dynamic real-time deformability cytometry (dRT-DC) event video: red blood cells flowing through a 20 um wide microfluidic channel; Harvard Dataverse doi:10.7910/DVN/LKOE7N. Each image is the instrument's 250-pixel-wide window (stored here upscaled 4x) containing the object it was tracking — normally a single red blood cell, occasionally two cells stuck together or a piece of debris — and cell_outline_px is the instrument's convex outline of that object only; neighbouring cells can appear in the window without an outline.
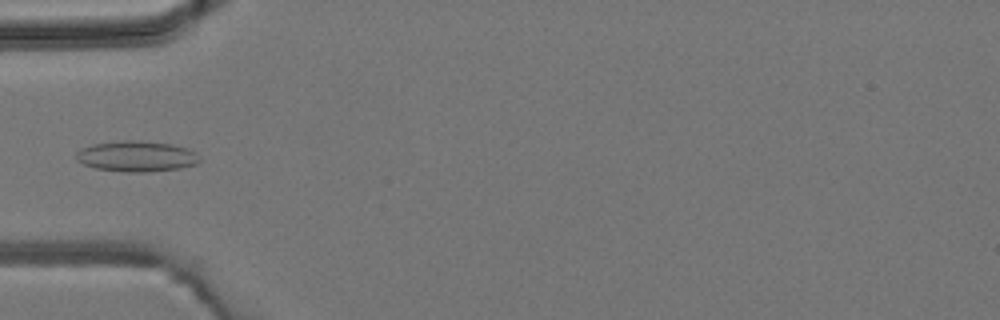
{"species": "common noctule bat (a hibernating species)", "species_latin": "Nyctalus noctula", "temperature_condition": "room temperature", "stored_images_in_passage": 5, "camera_frame_rate_fps": 3000, "um_per_image_px": 0.085, "animal": {"sex": "male", "body_mass_g": 19.2, "forearm_length_mm": 51.8}, "frame": {"image": 1, "passage_image": 4, "time_ms": 3.667, "image_size_px": [1000, 320], "cell_outline_px": [[200, 160], [196, 164], [180, 168], [144, 172], [124, 172], [96, 168], [84, 164], [76, 160], [76, 152], [80, 148], [92, 144], [120, 140], [140, 140], [172, 144], [196, 152]], "centroid_in_image_um": [11.57, 13.27], "position_along_channel_um": 73.4, "area_um2": 22.14}}
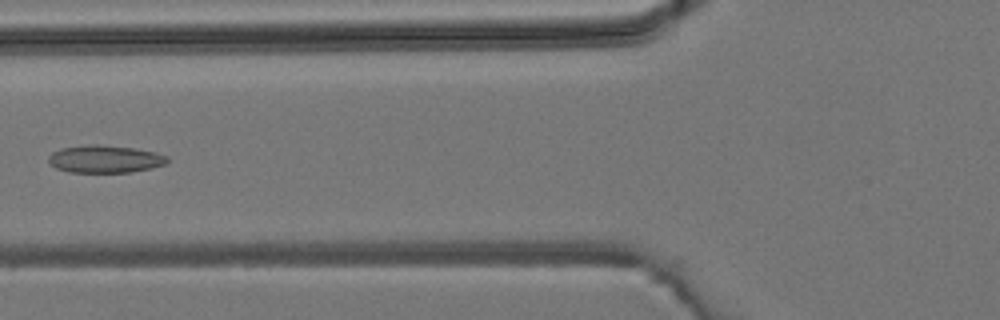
{"frame": {"image": 2, "passage_image": 5, "time_ms": 4.667, "image_size_px": [1000, 320], "cell_outline_px": [[168, 160], [164, 164], [152, 168], [132, 172], [68, 172], [56, 168], [48, 160], [48, 156], [52, 152], [60, 148], [88, 144], [96, 144], [136, 148], [156, 152], [168, 156]], "centroid_in_image_um": [8.92, 13.51], "position_along_channel_um": 116.9, "area_um2": 19.19}}